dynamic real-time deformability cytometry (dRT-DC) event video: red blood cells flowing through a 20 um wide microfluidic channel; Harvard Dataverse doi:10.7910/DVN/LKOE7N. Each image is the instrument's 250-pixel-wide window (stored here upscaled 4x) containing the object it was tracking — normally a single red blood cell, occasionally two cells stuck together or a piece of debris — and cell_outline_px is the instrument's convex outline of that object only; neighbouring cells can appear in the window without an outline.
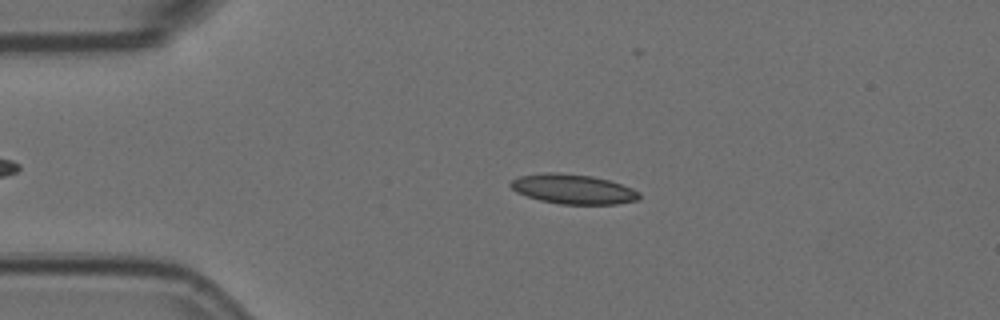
{"species": "Egyptian fruit bat (a non-hibernating species)", "species_latin": "Rousettus aegyptiacus", "temperature_condition": "room temperature", "stored_images_in_passage": 9, "camera_frame_rate_fps": 3000, "um_per_image_px": 0.085, "animal": {"sex": "female"}, "frame": {"image": 1, "passage_image": 2, "time_ms": 0.333, "image_size_px": [1000, 320], "cell_outline_px": [[640, 200], [616, 204], [560, 204], [540, 200], [516, 192], [508, 184], [512, 180], [520, 176], [544, 172], [560, 172], [592, 176], [608, 180], [632, 188], [640, 192]], "centroid_in_image_um": [48.72, 16.07], "position_along_channel_um": 36.3, "area_um2": 22.31}}
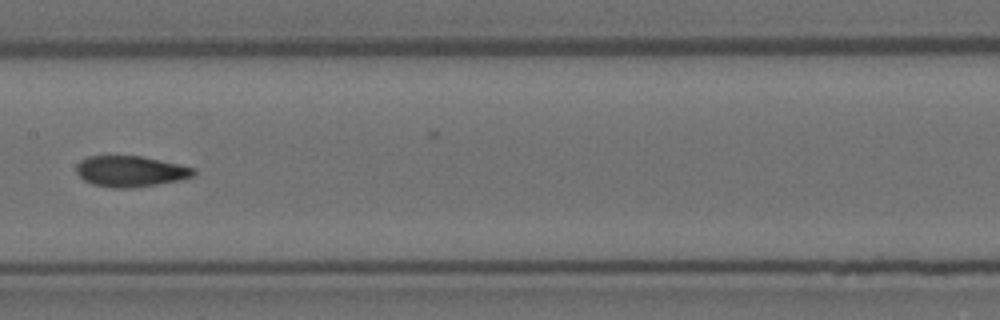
{"frame": {"image": 2, "passage_image": 6, "time_ms": 1.667, "image_size_px": [1000, 320], "cell_outline_px": [[196, 172], [192, 176], [180, 180], [132, 188], [112, 188], [92, 184], [84, 180], [76, 172], [76, 164], [80, 160], [88, 156], [144, 156], [196, 168]], "centroid_in_image_um": [11.08, 14.56], "position_along_channel_um": 196.3, "area_um2": 21.21}}
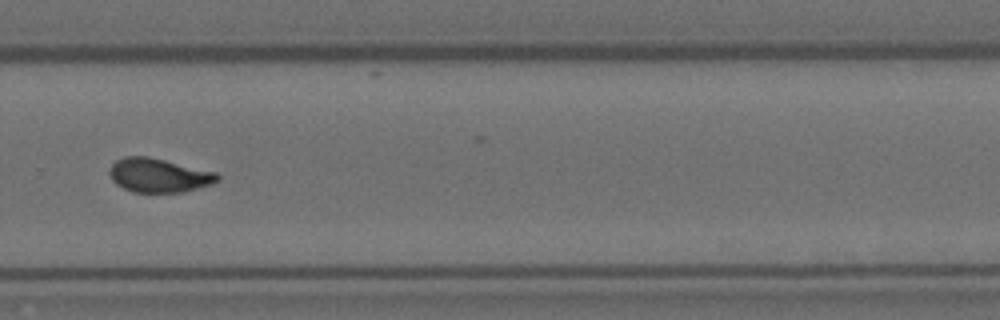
{"frame": {"image": 3, "passage_image": 9, "time_ms": 2.667, "image_size_px": [1000, 320], "cell_outline_px": [[220, 180], [212, 184], [180, 192], [132, 192], [116, 184], [112, 180], [108, 172], [112, 164], [116, 160], [124, 156], [148, 156], [216, 172], [220, 176]], "centroid_in_image_um": [13.48, 14.89], "position_along_channel_um": 316.3, "area_um2": 21.33}}